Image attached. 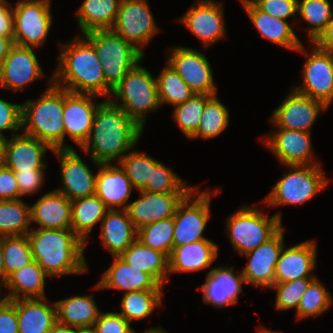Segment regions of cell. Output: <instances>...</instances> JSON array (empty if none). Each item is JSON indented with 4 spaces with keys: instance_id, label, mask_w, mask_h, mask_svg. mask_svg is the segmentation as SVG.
<instances>
[{
    "instance_id": "60d3db41",
    "label": "cell",
    "mask_w": 333,
    "mask_h": 333,
    "mask_svg": "<svg viewBox=\"0 0 333 333\" xmlns=\"http://www.w3.org/2000/svg\"><path fill=\"white\" fill-rule=\"evenodd\" d=\"M156 80L161 107L164 104L175 106L184 103L194 95L190 87L169 64L156 76Z\"/></svg>"
},
{
    "instance_id": "db71d44e",
    "label": "cell",
    "mask_w": 333,
    "mask_h": 333,
    "mask_svg": "<svg viewBox=\"0 0 333 333\" xmlns=\"http://www.w3.org/2000/svg\"><path fill=\"white\" fill-rule=\"evenodd\" d=\"M21 199L14 171L0 163V200Z\"/></svg>"
},
{
    "instance_id": "9f6ffc18",
    "label": "cell",
    "mask_w": 333,
    "mask_h": 333,
    "mask_svg": "<svg viewBox=\"0 0 333 333\" xmlns=\"http://www.w3.org/2000/svg\"><path fill=\"white\" fill-rule=\"evenodd\" d=\"M7 0H0V35L13 39V7Z\"/></svg>"
},
{
    "instance_id": "6125c7cd",
    "label": "cell",
    "mask_w": 333,
    "mask_h": 333,
    "mask_svg": "<svg viewBox=\"0 0 333 333\" xmlns=\"http://www.w3.org/2000/svg\"><path fill=\"white\" fill-rule=\"evenodd\" d=\"M143 333H167V331L158 326L152 328L150 327L147 330H145Z\"/></svg>"
},
{
    "instance_id": "d6a6232c",
    "label": "cell",
    "mask_w": 333,
    "mask_h": 333,
    "mask_svg": "<svg viewBox=\"0 0 333 333\" xmlns=\"http://www.w3.org/2000/svg\"><path fill=\"white\" fill-rule=\"evenodd\" d=\"M118 257L132 268L149 274L163 287L169 280L168 257L163 252L144 246L138 239Z\"/></svg>"
},
{
    "instance_id": "74e56055",
    "label": "cell",
    "mask_w": 333,
    "mask_h": 333,
    "mask_svg": "<svg viewBox=\"0 0 333 333\" xmlns=\"http://www.w3.org/2000/svg\"><path fill=\"white\" fill-rule=\"evenodd\" d=\"M120 312L129 323L140 321L152 314L163 303V290H143L123 293Z\"/></svg>"
},
{
    "instance_id": "11a10c76",
    "label": "cell",
    "mask_w": 333,
    "mask_h": 333,
    "mask_svg": "<svg viewBox=\"0 0 333 333\" xmlns=\"http://www.w3.org/2000/svg\"><path fill=\"white\" fill-rule=\"evenodd\" d=\"M16 300L0 303V333H18Z\"/></svg>"
},
{
    "instance_id": "7402d4cb",
    "label": "cell",
    "mask_w": 333,
    "mask_h": 333,
    "mask_svg": "<svg viewBox=\"0 0 333 333\" xmlns=\"http://www.w3.org/2000/svg\"><path fill=\"white\" fill-rule=\"evenodd\" d=\"M139 199L128 203L127 212L136 230L159 220L174 217L177 205L188 193L138 191Z\"/></svg>"
},
{
    "instance_id": "ffe728a7",
    "label": "cell",
    "mask_w": 333,
    "mask_h": 333,
    "mask_svg": "<svg viewBox=\"0 0 333 333\" xmlns=\"http://www.w3.org/2000/svg\"><path fill=\"white\" fill-rule=\"evenodd\" d=\"M34 49L36 48L16 44L11 47L7 57L0 65V88L18 92L44 76Z\"/></svg>"
},
{
    "instance_id": "f35d334b",
    "label": "cell",
    "mask_w": 333,
    "mask_h": 333,
    "mask_svg": "<svg viewBox=\"0 0 333 333\" xmlns=\"http://www.w3.org/2000/svg\"><path fill=\"white\" fill-rule=\"evenodd\" d=\"M229 117V109L220 102L218 95H211L206 101L200 124L189 139L203 138L206 140L221 135L229 125Z\"/></svg>"
},
{
    "instance_id": "94428289",
    "label": "cell",
    "mask_w": 333,
    "mask_h": 333,
    "mask_svg": "<svg viewBox=\"0 0 333 333\" xmlns=\"http://www.w3.org/2000/svg\"><path fill=\"white\" fill-rule=\"evenodd\" d=\"M0 283H5V267L3 262V237H0Z\"/></svg>"
},
{
    "instance_id": "e575fe53",
    "label": "cell",
    "mask_w": 333,
    "mask_h": 333,
    "mask_svg": "<svg viewBox=\"0 0 333 333\" xmlns=\"http://www.w3.org/2000/svg\"><path fill=\"white\" fill-rule=\"evenodd\" d=\"M121 0H84L76 11L79 30L85 34L94 30L111 29Z\"/></svg>"
},
{
    "instance_id": "f1b7e54d",
    "label": "cell",
    "mask_w": 333,
    "mask_h": 333,
    "mask_svg": "<svg viewBox=\"0 0 333 333\" xmlns=\"http://www.w3.org/2000/svg\"><path fill=\"white\" fill-rule=\"evenodd\" d=\"M246 14L260 35L278 46L297 51L302 45L287 20L278 19L259 10L250 0H240Z\"/></svg>"
},
{
    "instance_id": "be15d7a7",
    "label": "cell",
    "mask_w": 333,
    "mask_h": 333,
    "mask_svg": "<svg viewBox=\"0 0 333 333\" xmlns=\"http://www.w3.org/2000/svg\"><path fill=\"white\" fill-rule=\"evenodd\" d=\"M75 333H95L94 329L91 328H75Z\"/></svg>"
},
{
    "instance_id": "1f68e13d",
    "label": "cell",
    "mask_w": 333,
    "mask_h": 333,
    "mask_svg": "<svg viewBox=\"0 0 333 333\" xmlns=\"http://www.w3.org/2000/svg\"><path fill=\"white\" fill-rule=\"evenodd\" d=\"M49 277L33 260L28 265L14 271L3 284L9 293L4 294L7 300L45 298V279Z\"/></svg>"
},
{
    "instance_id": "277c9868",
    "label": "cell",
    "mask_w": 333,
    "mask_h": 333,
    "mask_svg": "<svg viewBox=\"0 0 333 333\" xmlns=\"http://www.w3.org/2000/svg\"><path fill=\"white\" fill-rule=\"evenodd\" d=\"M49 86L42 96L22 104L21 131L55 149H72L65 142L63 123L64 89L48 80Z\"/></svg>"
},
{
    "instance_id": "52a82bcc",
    "label": "cell",
    "mask_w": 333,
    "mask_h": 333,
    "mask_svg": "<svg viewBox=\"0 0 333 333\" xmlns=\"http://www.w3.org/2000/svg\"><path fill=\"white\" fill-rule=\"evenodd\" d=\"M94 47L102 64L106 86L112 91L144 55L111 29L82 34Z\"/></svg>"
},
{
    "instance_id": "8fae6325",
    "label": "cell",
    "mask_w": 333,
    "mask_h": 333,
    "mask_svg": "<svg viewBox=\"0 0 333 333\" xmlns=\"http://www.w3.org/2000/svg\"><path fill=\"white\" fill-rule=\"evenodd\" d=\"M314 45V46H313ZM312 45L310 53L302 44L297 52L305 57L303 83L293 86L297 93L323 102L328 108L333 101V52Z\"/></svg>"
},
{
    "instance_id": "6da1fadb",
    "label": "cell",
    "mask_w": 333,
    "mask_h": 333,
    "mask_svg": "<svg viewBox=\"0 0 333 333\" xmlns=\"http://www.w3.org/2000/svg\"><path fill=\"white\" fill-rule=\"evenodd\" d=\"M143 129L125 111L104 100L96 110L90 135L81 147L95 165L117 163L141 139Z\"/></svg>"
},
{
    "instance_id": "03108f58",
    "label": "cell",
    "mask_w": 333,
    "mask_h": 333,
    "mask_svg": "<svg viewBox=\"0 0 333 333\" xmlns=\"http://www.w3.org/2000/svg\"><path fill=\"white\" fill-rule=\"evenodd\" d=\"M3 143H4V138L0 136V163H2V158H3Z\"/></svg>"
},
{
    "instance_id": "003e7915",
    "label": "cell",
    "mask_w": 333,
    "mask_h": 333,
    "mask_svg": "<svg viewBox=\"0 0 333 333\" xmlns=\"http://www.w3.org/2000/svg\"><path fill=\"white\" fill-rule=\"evenodd\" d=\"M2 286H3V284L0 283V303L5 299V297H3V296L1 295V293H2V292H1V290H2V289H1ZM1 296H2V297H1Z\"/></svg>"
},
{
    "instance_id": "d4e9b609",
    "label": "cell",
    "mask_w": 333,
    "mask_h": 333,
    "mask_svg": "<svg viewBox=\"0 0 333 333\" xmlns=\"http://www.w3.org/2000/svg\"><path fill=\"white\" fill-rule=\"evenodd\" d=\"M118 165H96L99 171L96 173L95 195L108 210H126L134 190L125 170Z\"/></svg>"
},
{
    "instance_id": "5bb4252c",
    "label": "cell",
    "mask_w": 333,
    "mask_h": 333,
    "mask_svg": "<svg viewBox=\"0 0 333 333\" xmlns=\"http://www.w3.org/2000/svg\"><path fill=\"white\" fill-rule=\"evenodd\" d=\"M197 1L177 21L185 25L206 48L227 38L224 5L216 0Z\"/></svg>"
},
{
    "instance_id": "681fc988",
    "label": "cell",
    "mask_w": 333,
    "mask_h": 333,
    "mask_svg": "<svg viewBox=\"0 0 333 333\" xmlns=\"http://www.w3.org/2000/svg\"><path fill=\"white\" fill-rule=\"evenodd\" d=\"M95 333H136L121 314L116 312H100L92 327Z\"/></svg>"
},
{
    "instance_id": "9a60e30c",
    "label": "cell",
    "mask_w": 333,
    "mask_h": 333,
    "mask_svg": "<svg viewBox=\"0 0 333 333\" xmlns=\"http://www.w3.org/2000/svg\"><path fill=\"white\" fill-rule=\"evenodd\" d=\"M311 138V132L277 128L259 139L284 166L319 165L320 162L313 161Z\"/></svg>"
},
{
    "instance_id": "3957f363",
    "label": "cell",
    "mask_w": 333,
    "mask_h": 333,
    "mask_svg": "<svg viewBox=\"0 0 333 333\" xmlns=\"http://www.w3.org/2000/svg\"><path fill=\"white\" fill-rule=\"evenodd\" d=\"M27 237L33 260L49 277L87 272L86 244L72 229L32 227Z\"/></svg>"
},
{
    "instance_id": "d590c367",
    "label": "cell",
    "mask_w": 333,
    "mask_h": 333,
    "mask_svg": "<svg viewBox=\"0 0 333 333\" xmlns=\"http://www.w3.org/2000/svg\"><path fill=\"white\" fill-rule=\"evenodd\" d=\"M107 210L95 194L71 201V229L86 246L88 235L102 221Z\"/></svg>"
},
{
    "instance_id": "ee69618b",
    "label": "cell",
    "mask_w": 333,
    "mask_h": 333,
    "mask_svg": "<svg viewBox=\"0 0 333 333\" xmlns=\"http://www.w3.org/2000/svg\"><path fill=\"white\" fill-rule=\"evenodd\" d=\"M211 95L196 94L186 102L177 104L173 110V119L178 128L188 139L196 132L201 115L204 112L207 99Z\"/></svg>"
},
{
    "instance_id": "c3c4849f",
    "label": "cell",
    "mask_w": 333,
    "mask_h": 333,
    "mask_svg": "<svg viewBox=\"0 0 333 333\" xmlns=\"http://www.w3.org/2000/svg\"><path fill=\"white\" fill-rule=\"evenodd\" d=\"M315 278H301L285 283H274L270 289L276 290L275 305L277 310L296 309L301 297Z\"/></svg>"
},
{
    "instance_id": "484cf974",
    "label": "cell",
    "mask_w": 333,
    "mask_h": 333,
    "mask_svg": "<svg viewBox=\"0 0 333 333\" xmlns=\"http://www.w3.org/2000/svg\"><path fill=\"white\" fill-rule=\"evenodd\" d=\"M113 264L104 271L100 281L94 286L96 290L116 289L127 292L143 290H163L149 274L126 264L118 256H113Z\"/></svg>"
},
{
    "instance_id": "8d00e7d4",
    "label": "cell",
    "mask_w": 333,
    "mask_h": 333,
    "mask_svg": "<svg viewBox=\"0 0 333 333\" xmlns=\"http://www.w3.org/2000/svg\"><path fill=\"white\" fill-rule=\"evenodd\" d=\"M31 225L29 204L22 199L0 200V237L27 235Z\"/></svg>"
},
{
    "instance_id": "8992f818",
    "label": "cell",
    "mask_w": 333,
    "mask_h": 333,
    "mask_svg": "<svg viewBox=\"0 0 333 333\" xmlns=\"http://www.w3.org/2000/svg\"><path fill=\"white\" fill-rule=\"evenodd\" d=\"M226 234L235 252L244 255L270 239L282 227V214H263L261 206H241L228 216Z\"/></svg>"
},
{
    "instance_id": "f5cc1de1",
    "label": "cell",
    "mask_w": 333,
    "mask_h": 333,
    "mask_svg": "<svg viewBox=\"0 0 333 333\" xmlns=\"http://www.w3.org/2000/svg\"><path fill=\"white\" fill-rule=\"evenodd\" d=\"M44 170L14 171L20 195H33L44 185Z\"/></svg>"
},
{
    "instance_id": "836d02e7",
    "label": "cell",
    "mask_w": 333,
    "mask_h": 333,
    "mask_svg": "<svg viewBox=\"0 0 333 333\" xmlns=\"http://www.w3.org/2000/svg\"><path fill=\"white\" fill-rule=\"evenodd\" d=\"M94 299L88 294L55 301L57 321L75 328L93 327L101 312Z\"/></svg>"
},
{
    "instance_id": "cb8c5ba5",
    "label": "cell",
    "mask_w": 333,
    "mask_h": 333,
    "mask_svg": "<svg viewBox=\"0 0 333 333\" xmlns=\"http://www.w3.org/2000/svg\"><path fill=\"white\" fill-rule=\"evenodd\" d=\"M317 243L307 240L283 247L275 268L274 283H285L301 278H316L313 270L317 264Z\"/></svg>"
},
{
    "instance_id": "7c38bea8",
    "label": "cell",
    "mask_w": 333,
    "mask_h": 333,
    "mask_svg": "<svg viewBox=\"0 0 333 333\" xmlns=\"http://www.w3.org/2000/svg\"><path fill=\"white\" fill-rule=\"evenodd\" d=\"M148 0H121L115 23L111 30L130 42L143 55L140 47L151 42L158 33Z\"/></svg>"
},
{
    "instance_id": "ab89813d",
    "label": "cell",
    "mask_w": 333,
    "mask_h": 333,
    "mask_svg": "<svg viewBox=\"0 0 333 333\" xmlns=\"http://www.w3.org/2000/svg\"><path fill=\"white\" fill-rule=\"evenodd\" d=\"M297 15L310 25L306 31L313 43L333 18L332 4L329 0H298Z\"/></svg>"
},
{
    "instance_id": "7dc6e473",
    "label": "cell",
    "mask_w": 333,
    "mask_h": 333,
    "mask_svg": "<svg viewBox=\"0 0 333 333\" xmlns=\"http://www.w3.org/2000/svg\"><path fill=\"white\" fill-rule=\"evenodd\" d=\"M195 186H188L176 173L158 161L152 167L151 182L143 191L152 193H189Z\"/></svg>"
},
{
    "instance_id": "f6af8a7d",
    "label": "cell",
    "mask_w": 333,
    "mask_h": 333,
    "mask_svg": "<svg viewBox=\"0 0 333 333\" xmlns=\"http://www.w3.org/2000/svg\"><path fill=\"white\" fill-rule=\"evenodd\" d=\"M158 160L148 156L139 150H130L119 162L125 170L133 188L141 191L146 187L147 182H151L152 167Z\"/></svg>"
},
{
    "instance_id": "9c48e42d",
    "label": "cell",
    "mask_w": 333,
    "mask_h": 333,
    "mask_svg": "<svg viewBox=\"0 0 333 333\" xmlns=\"http://www.w3.org/2000/svg\"><path fill=\"white\" fill-rule=\"evenodd\" d=\"M194 187L177 205L174 214L173 247L182 246L199 240H209L203 232L211 216L212 195L220 193V188L199 192Z\"/></svg>"
},
{
    "instance_id": "44dd1931",
    "label": "cell",
    "mask_w": 333,
    "mask_h": 333,
    "mask_svg": "<svg viewBox=\"0 0 333 333\" xmlns=\"http://www.w3.org/2000/svg\"><path fill=\"white\" fill-rule=\"evenodd\" d=\"M4 139L2 163L12 171L44 170L46 154L53 149L46 143L26 134Z\"/></svg>"
},
{
    "instance_id": "680465c9",
    "label": "cell",
    "mask_w": 333,
    "mask_h": 333,
    "mask_svg": "<svg viewBox=\"0 0 333 333\" xmlns=\"http://www.w3.org/2000/svg\"><path fill=\"white\" fill-rule=\"evenodd\" d=\"M14 45L13 39L0 35V65L7 57L11 47Z\"/></svg>"
},
{
    "instance_id": "4316f807",
    "label": "cell",
    "mask_w": 333,
    "mask_h": 333,
    "mask_svg": "<svg viewBox=\"0 0 333 333\" xmlns=\"http://www.w3.org/2000/svg\"><path fill=\"white\" fill-rule=\"evenodd\" d=\"M219 246L211 240H199L173 247L168 258L169 274L196 272L210 267L217 260Z\"/></svg>"
},
{
    "instance_id": "816d5d0a",
    "label": "cell",
    "mask_w": 333,
    "mask_h": 333,
    "mask_svg": "<svg viewBox=\"0 0 333 333\" xmlns=\"http://www.w3.org/2000/svg\"><path fill=\"white\" fill-rule=\"evenodd\" d=\"M259 10L278 19L287 20L297 15L298 0H250Z\"/></svg>"
},
{
    "instance_id": "83f0119b",
    "label": "cell",
    "mask_w": 333,
    "mask_h": 333,
    "mask_svg": "<svg viewBox=\"0 0 333 333\" xmlns=\"http://www.w3.org/2000/svg\"><path fill=\"white\" fill-rule=\"evenodd\" d=\"M30 215L37 228L71 229V201L54 189L30 206Z\"/></svg>"
},
{
    "instance_id": "d6986e66",
    "label": "cell",
    "mask_w": 333,
    "mask_h": 333,
    "mask_svg": "<svg viewBox=\"0 0 333 333\" xmlns=\"http://www.w3.org/2000/svg\"><path fill=\"white\" fill-rule=\"evenodd\" d=\"M101 96L94 94L72 93L64 89L63 123L65 137L69 138L81 148L87 141L94 116L100 101L96 104L94 98Z\"/></svg>"
},
{
    "instance_id": "7bdbcfd3",
    "label": "cell",
    "mask_w": 333,
    "mask_h": 333,
    "mask_svg": "<svg viewBox=\"0 0 333 333\" xmlns=\"http://www.w3.org/2000/svg\"><path fill=\"white\" fill-rule=\"evenodd\" d=\"M173 217L159 220L137 230V239L146 247L163 252L168 258L173 250Z\"/></svg>"
},
{
    "instance_id": "2e32d148",
    "label": "cell",
    "mask_w": 333,
    "mask_h": 333,
    "mask_svg": "<svg viewBox=\"0 0 333 333\" xmlns=\"http://www.w3.org/2000/svg\"><path fill=\"white\" fill-rule=\"evenodd\" d=\"M327 108L323 102L301 95L291 88L286 98L273 110L269 120L276 128L311 132L320 112Z\"/></svg>"
},
{
    "instance_id": "30bf717a",
    "label": "cell",
    "mask_w": 333,
    "mask_h": 333,
    "mask_svg": "<svg viewBox=\"0 0 333 333\" xmlns=\"http://www.w3.org/2000/svg\"><path fill=\"white\" fill-rule=\"evenodd\" d=\"M13 7V42L39 48L47 40L53 23L50 0H18Z\"/></svg>"
},
{
    "instance_id": "bcb514c9",
    "label": "cell",
    "mask_w": 333,
    "mask_h": 333,
    "mask_svg": "<svg viewBox=\"0 0 333 333\" xmlns=\"http://www.w3.org/2000/svg\"><path fill=\"white\" fill-rule=\"evenodd\" d=\"M33 261L27 235L3 237V262L5 282L7 277Z\"/></svg>"
},
{
    "instance_id": "ac0fdd59",
    "label": "cell",
    "mask_w": 333,
    "mask_h": 333,
    "mask_svg": "<svg viewBox=\"0 0 333 333\" xmlns=\"http://www.w3.org/2000/svg\"><path fill=\"white\" fill-rule=\"evenodd\" d=\"M60 162L62 187L54 189L70 201L95 194L96 175L72 149H55Z\"/></svg>"
},
{
    "instance_id": "7a4b0ae2",
    "label": "cell",
    "mask_w": 333,
    "mask_h": 333,
    "mask_svg": "<svg viewBox=\"0 0 333 333\" xmlns=\"http://www.w3.org/2000/svg\"><path fill=\"white\" fill-rule=\"evenodd\" d=\"M58 65L52 83L72 93L94 94L110 98L102 64L94 47L78 34L71 42L59 44Z\"/></svg>"
},
{
    "instance_id": "91938a15",
    "label": "cell",
    "mask_w": 333,
    "mask_h": 333,
    "mask_svg": "<svg viewBox=\"0 0 333 333\" xmlns=\"http://www.w3.org/2000/svg\"><path fill=\"white\" fill-rule=\"evenodd\" d=\"M49 333H75V327L57 321Z\"/></svg>"
},
{
    "instance_id": "4dcf8cb0",
    "label": "cell",
    "mask_w": 333,
    "mask_h": 333,
    "mask_svg": "<svg viewBox=\"0 0 333 333\" xmlns=\"http://www.w3.org/2000/svg\"><path fill=\"white\" fill-rule=\"evenodd\" d=\"M100 231L101 242L112 256H119L137 239L127 210H107Z\"/></svg>"
},
{
    "instance_id": "6f0895ef",
    "label": "cell",
    "mask_w": 333,
    "mask_h": 333,
    "mask_svg": "<svg viewBox=\"0 0 333 333\" xmlns=\"http://www.w3.org/2000/svg\"><path fill=\"white\" fill-rule=\"evenodd\" d=\"M313 44H315L319 49L333 52V18Z\"/></svg>"
},
{
    "instance_id": "f546056e",
    "label": "cell",
    "mask_w": 333,
    "mask_h": 333,
    "mask_svg": "<svg viewBox=\"0 0 333 333\" xmlns=\"http://www.w3.org/2000/svg\"><path fill=\"white\" fill-rule=\"evenodd\" d=\"M47 298L16 300L18 333H49L57 322V308Z\"/></svg>"
},
{
    "instance_id": "4fadbf2b",
    "label": "cell",
    "mask_w": 333,
    "mask_h": 333,
    "mask_svg": "<svg viewBox=\"0 0 333 333\" xmlns=\"http://www.w3.org/2000/svg\"><path fill=\"white\" fill-rule=\"evenodd\" d=\"M168 54L169 64L196 94H217L213 70L205 54L184 46H175ZM170 54V55H169Z\"/></svg>"
},
{
    "instance_id": "f907efd6",
    "label": "cell",
    "mask_w": 333,
    "mask_h": 333,
    "mask_svg": "<svg viewBox=\"0 0 333 333\" xmlns=\"http://www.w3.org/2000/svg\"><path fill=\"white\" fill-rule=\"evenodd\" d=\"M22 104H13L0 98V136L7 137L4 131H11V136L21 131Z\"/></svg>"
},
{
    "instance_id": "ba28073f",
    "label": "cell",
    "mask_w": 333,
    "mask_h": 333,
    "mask_svg": "<svg viewBox=\"0 0 333 333\" xmlns=\"http://www.w3.org/2000/svg\"><path fill=\"white\" fill-rule=\"evenodd\" d=\"M264 203L267 206L301 205L317 197L330 183L321 165H289Z\"/></svg>"
},
{
    "instance_id": "603a6c76",
    "label": "cell",
    "mask_w": 333,
    "mask_h": 333,
    "mask_svg": "<svg viewBox=\"0 0 333 333\" xmlns=\"http://www.w3.org/2000/svg\"><path fill=\"white\" fill-rule=\"evenodd\" d=\"M234 271L235 266H217L207 272L205 283L200 286L204 304L224 308L238 303L245 280L241 272L237 275Z\"/></svg>"
},
{
    "instance_id": "b9f144b4",
    "label": "cell",
    "mask_w": 333,
    "mask_h": 333,
    "mask_svg": "<svg viewBox=\"0 0 333 333\" xmlns=\"http://www.w3.org/2000/svg\"><path fill=\"white\" fill-rule=\"evenodd\" d=\"M319 280L316 277L301 297L296 311L297 320L312 316L319 317L332 306L333 298L331 293Z\"/></svg>"
},
{
    "instance_id": "e0dca14e",
    "label": "cell",
    "mask_w": 333,
    "mask_h": 333,
    "mask_svg": "<svg viewBox=\"0 0 333 333\" xmlns=\"http://www.w3.org/2000/svg\"><path fill=\"white\" fill-rule=\"evenodd\" d=\"M283 226L266 242L245 253L248 258L241 271L246 285L270 289L274 285L275 268L284 247Z\"/></svg>"
},
{
    "instance_id": "e7e4bbea",
    "label": "cell",
    "mask_w": 333,
    "mask_h": 333,
    "mask_svg": "<svg viewBox=\"0 0 333 333\" xmlns=\"http://www.w3.org/2000/svg\"><path fill=\"white\" fill-rule=\"evenodd\" d=\"M257 332L258 333H283L282 331H279V330L276 332V331L269 330V329L261 327V326L257 328Z\"/></svg>"
},
{
    "instance_id": "5b68a950",
    "label": "cell",
    "mask_w": 333,
    "mask_h": 333,
    "mask_svg": "<svg viewBox=\"0 0 333 333\" xmlns=\"http://www.w3.org/2000/svg\"><path fill=\"white\" fill-rule=\"evenodd\" d=\"M138 62L112 90L110 101L121 108L143 130L148 113L161 108L156 77Z\"/></svg>"
}]
</instances>
